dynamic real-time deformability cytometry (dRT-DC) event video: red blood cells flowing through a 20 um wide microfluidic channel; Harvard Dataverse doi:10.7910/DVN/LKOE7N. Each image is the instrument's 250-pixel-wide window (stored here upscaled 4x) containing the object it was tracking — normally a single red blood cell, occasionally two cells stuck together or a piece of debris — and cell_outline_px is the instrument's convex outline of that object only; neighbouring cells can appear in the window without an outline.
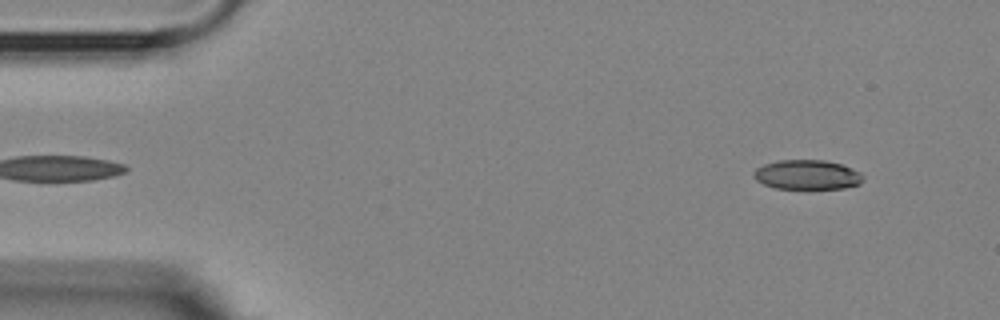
{"species": "Egyptian fruit bat (a non-hibernating species)", "species_latin": "Rousettus aegyptiacus", "temperature_condition": "room temperature", "stored_images_in_passage": 53, "camera_frame_rate_fps": 3000, "um_per_image_px": 0.085, "animal": {"sex": "female"}, "frame": {"image": 1, "passage_image": 2, "time_ms": 0.333, "image_size_px": [1000, 320], "cell_outline_px": [[864, 180], [860, 184], [844, 188], [812, 192], [776, 188], [764, 184], [756, 180], [752, 176], [752, 172], [756, 168], [764, 164], [780, 160], [824, 160], [840, 164], [852, 168], [860, 172], [864, 176]], "centroid_in_image_um": [68.62, 14.91], "position_along_channel_um": 16.4, "area_um2": 19.83}}
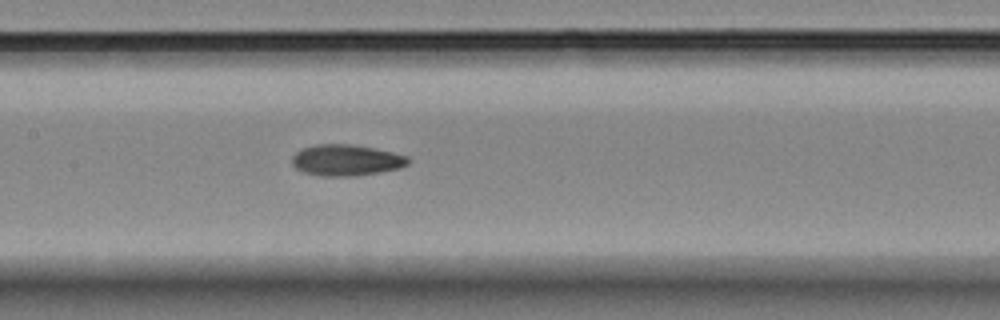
{"frame": {"image": 2, "passage_image": 23, "time_ms": 7.333, "image_size_px": [1000, 320], "cell_outline_px": [[408, 164], [400, 168], [376, 172], [348, 176], [324, 176], [304, 172], [296, 168], [292, 164], [292, 156], [300, 148], [316, 144], [348, 144], [372, 148], [392, 152], [408, 156]], "centroid_in_image_um": [29.38, 13.6], "position_along_channel_um": 178.0, "area_um2": 20.81}}
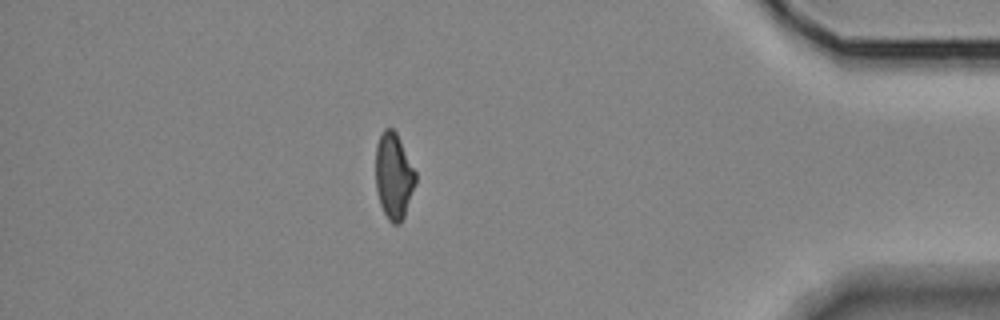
{"frame": {"image": 3, "passage_image": 45, "time_ms": 14.667, "image_size_px": [1000, 320], "cell_outline_px": [[416, 184], [404, 216], [400, 224], [392, 224], [388, 220], [380, 204], [376, 188], [376, 144], [380, 132], [384, 128], [392, 128], [396, 132], [416, 172]], "centroid_in_image_um": [33.46, 14.95], "position_along_channel_um": 401.7, "area_um2": 20.11}, "authors_computed_cell_mechanics": {"area_um2": 20.5768, "velocity_mm_per_s": 3.6168, "shape_relaxation_time_tau1_ms": 5.1798, "shape_relaxation_time_tau2_ms": 2.4125, "deformation_change_tau1": 0.1473, "deformation_change_tau2": 0.0852}}